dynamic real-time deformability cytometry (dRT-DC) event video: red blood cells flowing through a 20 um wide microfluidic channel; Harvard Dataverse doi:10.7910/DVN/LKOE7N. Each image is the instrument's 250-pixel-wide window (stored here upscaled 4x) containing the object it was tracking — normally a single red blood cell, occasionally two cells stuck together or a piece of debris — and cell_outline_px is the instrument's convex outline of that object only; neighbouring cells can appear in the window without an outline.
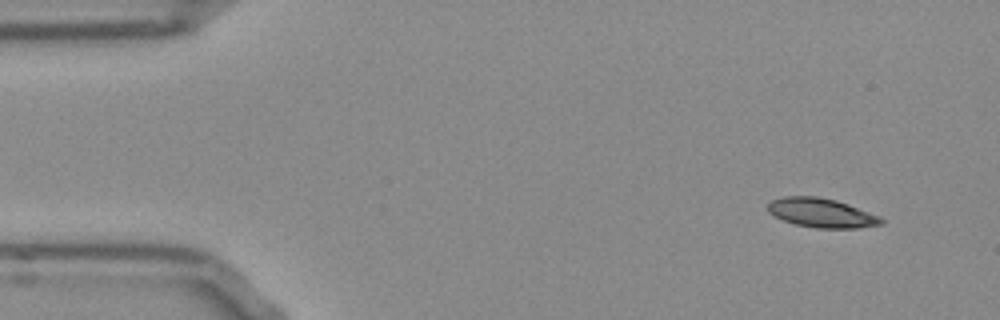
{"species": "Egyptian fruit bat (a non-hibernating species)", "species_latin": "Rousettus aegyptiacus", "temperature_condition": "room temperature", "stored_images_in_passage": 49, "camera_frame_rate_fps": 3000, "um_per_image_px": 0.085, "frame": {"image": 1, "passage_image": 1, "time_ms": 0.0, "image_size_px": [1000, 320], "cell_outline_px": [[884, 224], [860, 228], [816, 228], [796, 224], [784, 220], [768, 212], [768, 204], [772, 200], [784, 196], [816, 196], [836, 200], [848, 204], [880, 216], [884, 220]], "centroid_in_image_um": [69.86, 18.1], "position_along_channel_um": 15.1, "area_um2": 19.25}}
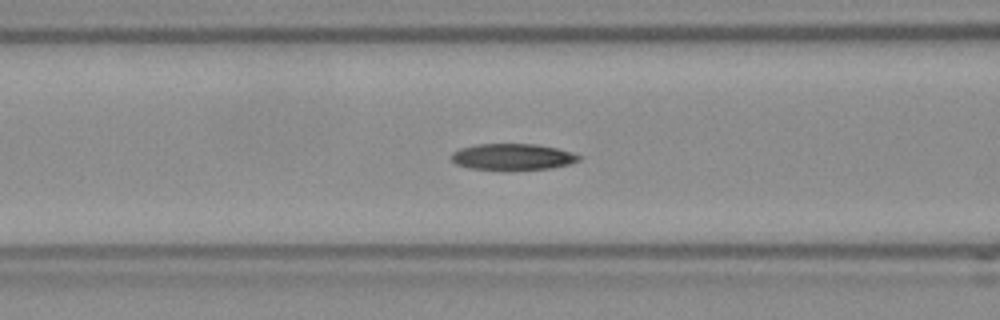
{"frame": {"image": 2, "passage_image": 17, "time_ms": 5.333, "image_size_px": [1000, 320], "cell_outline_px": [[580, 160], [568, 164], [548, 168], [504, 172], [468, 168], [456, 164], [452, 160], [452, 152], [460, 148], [476, 144], [536, 144], [556, 148], [572, 152], [580, 156]], "centroid_in_image_um": [43.52, 13.36], "position_along_channel_um": 123.1, "area_um2": 20.06}}
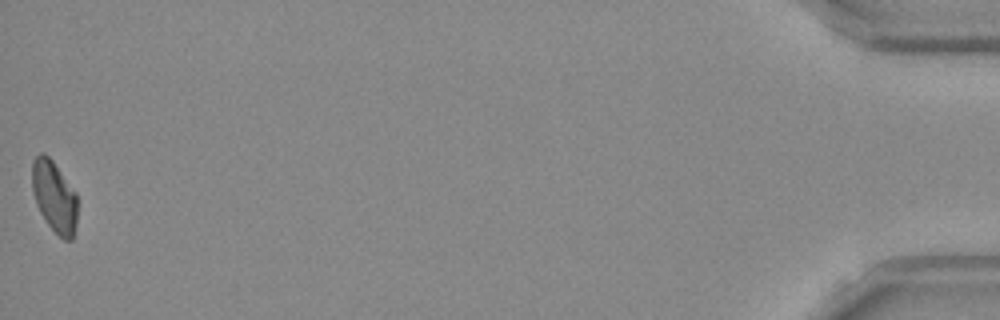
{"frame": {"image": 3, "passage_image": 49, "time_ms": 16.0, "image_size_px": [1000, 320], "cell_outline_px": [[76, 224], [72, 240], [64, 240], [48, 224], [40, 212], [36, 204], [32, 188], [32, 160], [40, 152], [44, 152], [52, 160], [76, 192]], "centroid_in_image_um": [4.6, 16.68], "position_along_channel_um": 430.6, "area_um2": 18.73}, "authors_computed_cell_mechanics": {"area_um2": 19.7098, "velocity_mm_per_s": 3.8543, "shape_relaxation_time_tau1_ms": 8.2043, "shape_relaxation_time_tau2_ms": null, "deformation_change_tau1": 0.2113, "deformation_change_tau2": null}}